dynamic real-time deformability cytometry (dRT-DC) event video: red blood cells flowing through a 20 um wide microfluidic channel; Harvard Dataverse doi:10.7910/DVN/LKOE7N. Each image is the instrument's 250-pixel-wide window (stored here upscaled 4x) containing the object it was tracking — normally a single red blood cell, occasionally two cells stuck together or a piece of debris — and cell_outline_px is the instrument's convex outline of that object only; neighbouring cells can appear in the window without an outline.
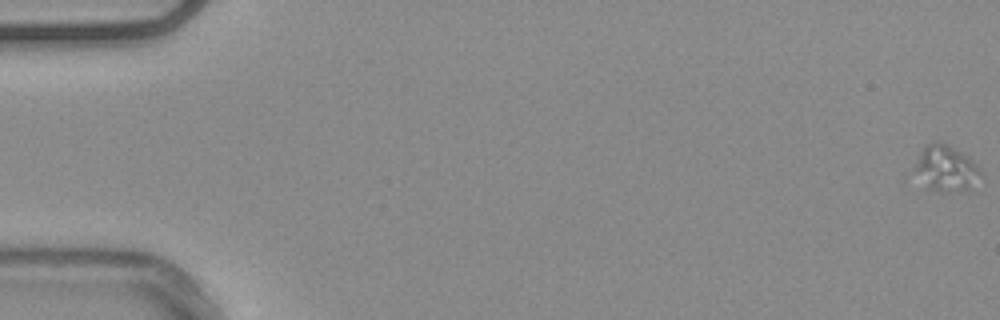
{"species": "common noctule bat (a hibernating species)", "species_latin": "Nyctalus noctula", "temperature_condition": "warm", "stored_images_in_passage": 58, "camera_frame_rate_fps": 3000, "um_per_image_px": 0.085, "animal": {"sex": "male", "body_mass_g": 20.4}, "frame": {"image": 1, "passage_image": 1, "time_ms": 0.0, "image_size_px": [1000, 320], "cell_outline_px": [[980, 172], [968, 188], [932, 188], [900, 180], [904, 172], [924, 148], [932, 140], [936, 140], [948, 144], [960, 152], [976, 164], [980, 168]], "centroid_in_image_um": [80.02, 14.27], "position_along_channel_um": 5.0, "area_um2": 18.26}}
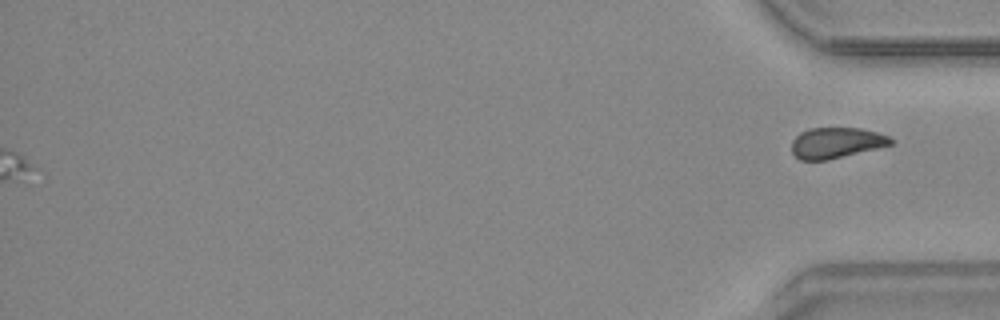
{"frame": {"image": 2, "passage_image": 58, "time_ms": 19.0, "image_size_px": [1000, 320], "cell_outline_px": [[892, 144], [828, 160], [800, 160], [792, 152], [792, 140], [800, 132], [808, 128], [860, 128], [876, 132], [888, 136], [892, 140]], "centroid_in_image_um": [71.03, 12.13], "position_along_channel_um": 364.2, "area_um2": 17.57}}